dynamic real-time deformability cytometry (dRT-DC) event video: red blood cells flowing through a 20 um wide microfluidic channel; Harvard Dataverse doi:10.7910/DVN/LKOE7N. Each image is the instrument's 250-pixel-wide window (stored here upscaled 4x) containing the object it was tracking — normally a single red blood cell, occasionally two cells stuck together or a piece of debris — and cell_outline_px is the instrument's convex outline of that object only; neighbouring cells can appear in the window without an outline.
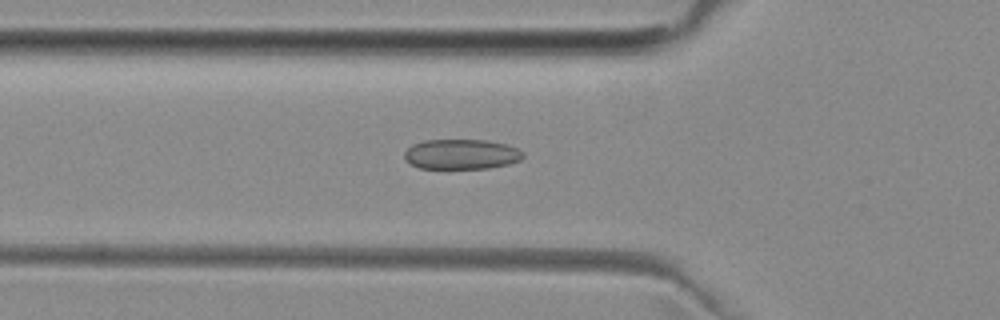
{"species": "common noctule bat (a hibernating species)", "species_latin": "Nyctalus noctula", "temperature_condition": "room temperature", "stored_images_in_passage": 41, "camera_frame_rate_fps": 3000, "um_per_image_px": 0.085, "animal": {"sex": "female", "body_mass_g": 29.2, "forearm_length_mm": 56.3}, "frame": {"image": 1, "passage_image": 9, "time_ms": 2.667, "image_size_px": [1000, 320], "cell_outline_px": [[524, 156], [520, 160], [508, 164], [488, 168], [420, 168], [404, 160], [404, 152], [412, 144], [424, 140], [488, 140], [508, 144], [524, 152]], "centroid_in_image_um": [39.22, 13.1], "position_along_channel_um": 86.6, "area_um2": 20.87}}
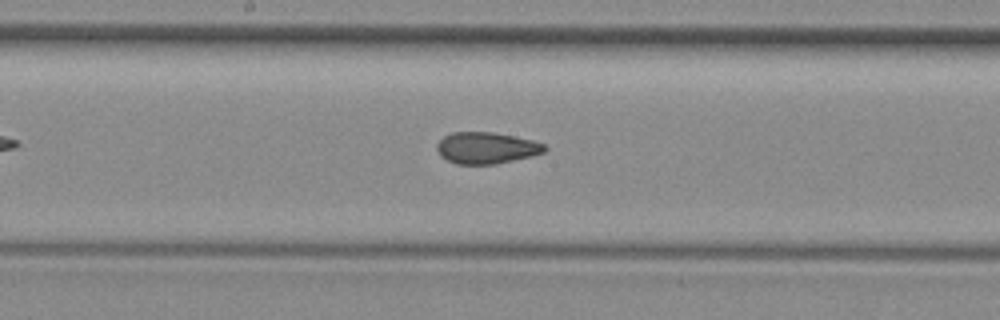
{"frame": {"image": 2, "passage_image": 18, "time_ms": 5.667, "image_size_px": [1000, 320], "cell_outline_px": [[548, 148], [544, 152], [532, 156], [496, 164], [456, 164], [440, 156], [436, 148], [436, 144], [444, 136], [452, 132], [492, 132], [532, 140], [544, 144]], "centroid_in_image_um": [41.33, 12.58], "position_along_channel_um": 206.9, "area_um2": 19.77}}
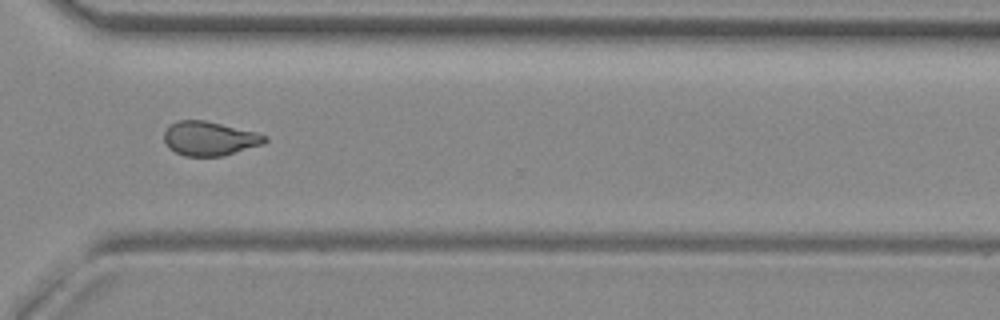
{"frame": {"image": 3, "passage_image": 29, "time_ms": 9.333, "image_size_px": [1000, 320], "cell_outline_px": [[268, 140], [264, 144], [224, 156], [184, 156], [168, 148], [164, 140], [164, 132], [176, 120], [204, 120], [256, 132], [268, 136]], "centroid_in_image_um": [17.83, 11.78], "position_along_channel_um": 352.8, "area_um2": 20.11}}